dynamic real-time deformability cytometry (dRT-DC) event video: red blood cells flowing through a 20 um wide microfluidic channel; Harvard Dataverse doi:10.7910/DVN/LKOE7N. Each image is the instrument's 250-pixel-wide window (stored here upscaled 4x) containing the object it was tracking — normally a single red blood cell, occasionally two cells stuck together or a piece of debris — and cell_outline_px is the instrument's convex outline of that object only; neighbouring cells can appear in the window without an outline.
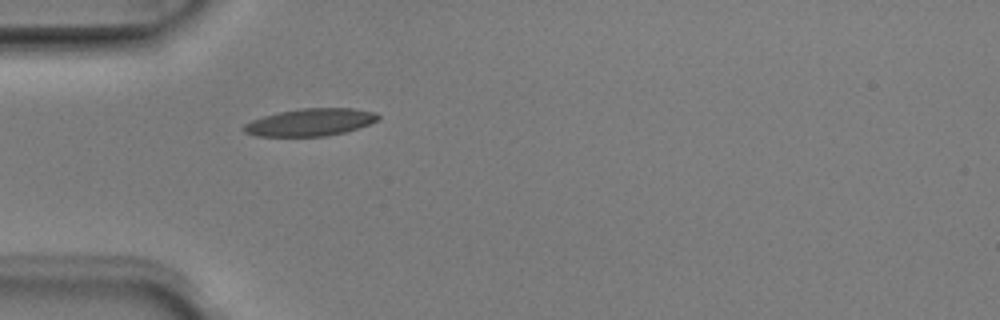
{"species": "Egyptian fruit bat (a non-hibernating species)", "species_latin": "Rousettus aegyptiacus", "temperature_condition": "room temperature", "stored_images_in_passage": 1, "camera_frame_rate_fps": 3000, "um_per_image_px": 0.085, "animal": {"sex": "male"}, "frame": {"image": 1, "passage_image": 1, "time_ms": 0.0, "image_size_px": [1000, 320], "cell_outline_px": [[380, 116], [376, 120], [368, 124], [344, 132], [324, 136], [256, 136], [244, 132], [244, 124], [252, 120], [264, 116], [280, 112], [304, 108], [352, 108], [376, 112]], "centroid_in_image_um": [26.37, 10.39], "position_along_channel_um": 58.6, "area_um2": 21.1}}